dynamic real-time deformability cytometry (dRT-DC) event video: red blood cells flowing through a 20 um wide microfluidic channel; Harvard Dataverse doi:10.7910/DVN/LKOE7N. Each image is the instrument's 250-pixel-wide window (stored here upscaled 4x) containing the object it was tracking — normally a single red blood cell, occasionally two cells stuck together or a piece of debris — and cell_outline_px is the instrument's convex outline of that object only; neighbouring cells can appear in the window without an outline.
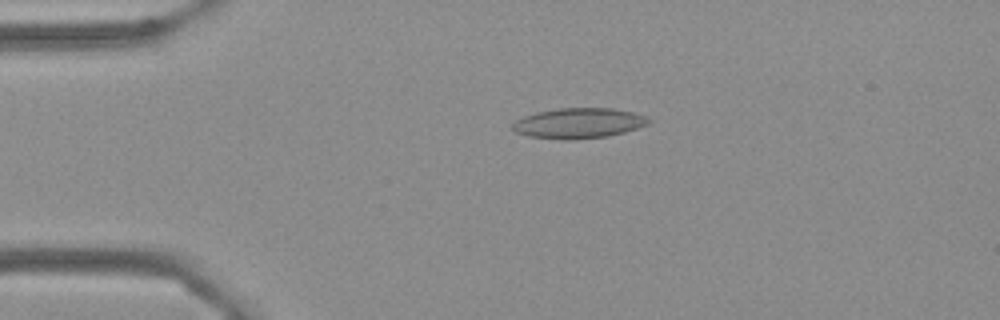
{"species": "Egyptian fruit bat (a non-hibernating species)", "species_latin": "Rousettus aegyptiacus", "temperature_condition": "cold", "stored_images_in_passage": 4, "camera_frame_rate_fps": 3000, "um_per_image_px": 0.085, "frame": {"image": 1, "passage_image": 3, "time_ms": 0.667, "image_size_px": [1000, 320], "cell_outline_px": [[652, 120], [648, 124], [624, 132], [608, 136], [572, 140], [560, 140], [528, 136], [516, 132], [512, 128], [512, 124], [516, 120], [524, 116], [536, 112], [560, 108], [612, 108], [632, 112], [648, 116]], "centroid_in_image_um": [49.19, 10.47], "position_along_channel_um": 35.8, "area_um2": 24.16}}